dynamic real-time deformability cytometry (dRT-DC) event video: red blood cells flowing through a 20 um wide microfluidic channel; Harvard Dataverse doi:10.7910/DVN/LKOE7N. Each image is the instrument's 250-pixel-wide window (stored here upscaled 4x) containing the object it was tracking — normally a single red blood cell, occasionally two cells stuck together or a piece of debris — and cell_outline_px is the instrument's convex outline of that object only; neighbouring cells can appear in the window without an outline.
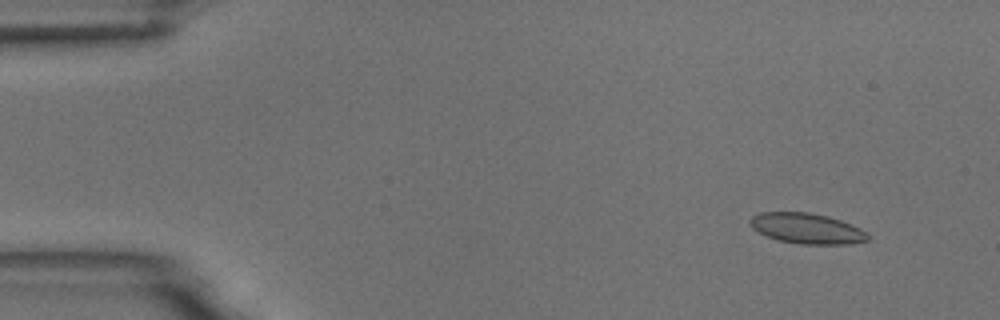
{"species": "common noctule bat (a hibernating species)", "species_latin": "Nyctalus noctula", "temperature_condition": "room temperature", "stored_images_in_passage": 5, "camera_frame_rate_fps": 3000, "um_per_image_px": 0.085, "animal": {"sex": "male", "body_mass_g": 18.8}, "frame": {"image": 1, "passage_image": 2, "time_ms": 1.0, "image_size_px": [1000, 320], "cell_outline_px": [[868, 240], [848, 244], [804, 244], [776, 240], [752, 228], [748, 220], [752, 216], [760, 212], [808, 212], [828, 216], [852, 224], [868, 232]], "centroid_in_image_um": [68.58, 19.41], "position_along_channel_um": 16.4, "area_um2": 20.92}}
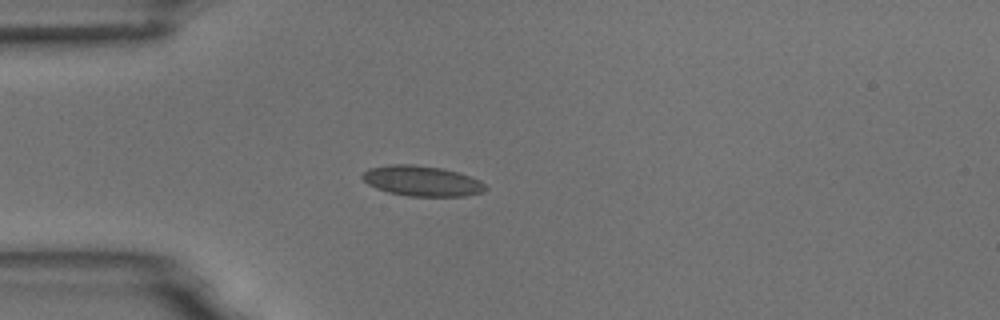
{"frame": {"image": 2, "passage_image": 4, "time_ms": 4.333, "image_size_px": [1000, 320], "cell_outline_px": [[488, 188], [484, 192], [464, 196], [408, 196], [388, 192], [376, 188], [368, 184], [360, 176], [368, 168], [388, 164], [416, 164], [444, 168], [480, 180]], "centroid_in_image_um": [35.85, 15.37], "position_along_channel_um": 49.2, "area_um2": 21.91}}